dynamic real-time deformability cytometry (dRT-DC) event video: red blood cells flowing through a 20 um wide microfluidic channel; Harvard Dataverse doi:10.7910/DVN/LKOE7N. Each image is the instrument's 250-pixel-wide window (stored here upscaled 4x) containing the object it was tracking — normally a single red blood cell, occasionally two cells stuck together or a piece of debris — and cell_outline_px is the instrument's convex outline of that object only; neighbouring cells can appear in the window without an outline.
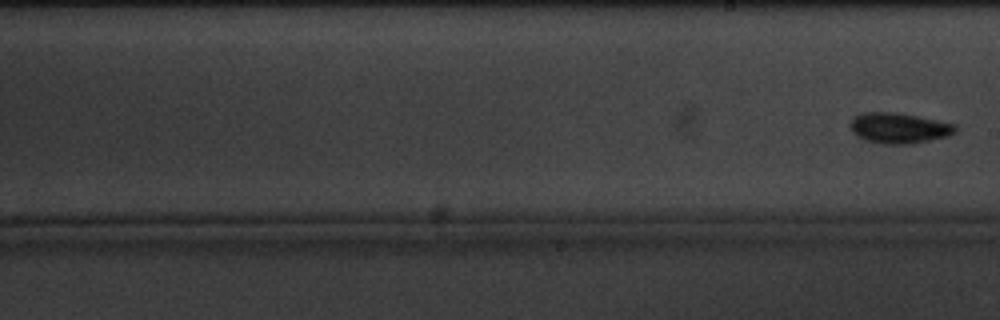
{"species": "common noctule bat (a hibernating species)", "species_latin": "Nyctalus noctula", "temperature_condition": "cold", "stored_images_in_passage": 10, "segment_of_instrument_passage": [2, 2], "camera_frame_rate_fps": 3000, "um_per_image_px": 0.085, "animal": {"sex": "male", "body_mass_g": 20.1, "forearm_length_mm": 53.5}, "frame": {"image": 1, "passage_image": 10, "time_ms": 10.667, "image_size_px": [1000, 320], "cell_outline_px": [[956, 132], [948, 136], [912, 144], [880, 144], [864, 140], [856, 136], [852, 132], [852, 120], [856, 116], [864, 112], [896, 112], [956, 124]], "centroid_in_image_um": [76.42, 10.9], "position_along_channel_um": 212.6, "area_um2": 18.67}}